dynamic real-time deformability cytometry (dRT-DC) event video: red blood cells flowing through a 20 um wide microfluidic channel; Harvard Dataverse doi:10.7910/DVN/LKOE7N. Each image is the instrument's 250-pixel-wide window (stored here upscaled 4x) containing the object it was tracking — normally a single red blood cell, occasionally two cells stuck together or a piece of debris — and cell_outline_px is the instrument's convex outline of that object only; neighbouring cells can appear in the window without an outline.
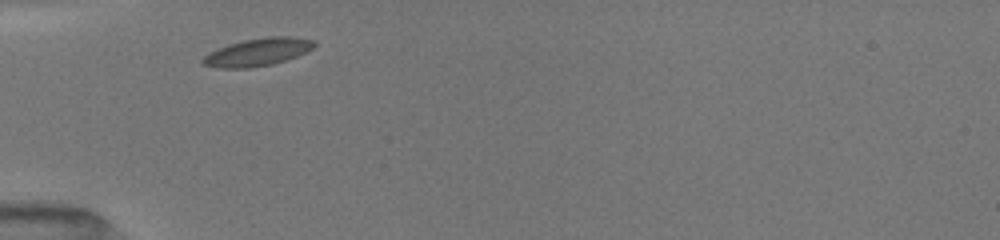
{"species": "common noctule bat (a hibernating species)", "species_latin": "Nyctalus noctula", "temperature_condition": "room temperature", "stored_images_in_passage": 4, "camera_frame_rate_fps": 3000, "um_per_image_px": 0.085, "animal": {"sex": "female", "body_mass_g": 19.5, "forearm_length_mm": 54.1}, "frame": {"image": 1, "passage_image": 1, "time_ms": 0.0, "image_size_px": [1000, 240], "cell_outline_px": [[316, 44], [312, 48], [296, 56], [272, 64], [248, 68], [216, 68], [204, 64], [200, 60], [208, 52], [216, 48], [228, 44], [244, 40], [268, 36], [292, 36], [316, 40]], "centroid_in_image_um": [21.87, 4.41], "position_along_channel_um": 63.1, "area_um2": 18.03}}
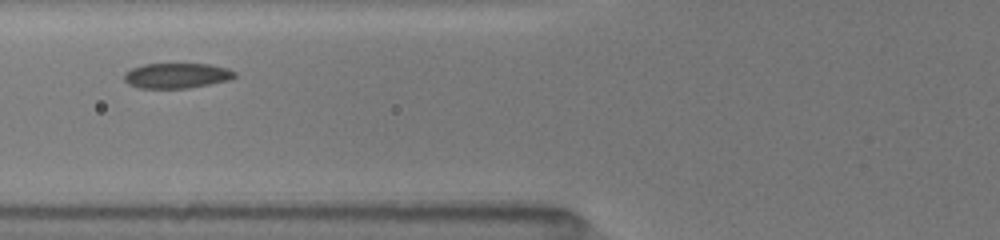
{"frame": {"image": 2, "passage_image": 3, "time_ms": 1.333, "image_size_px": [1000, 240], "cell_outline_px": [[236, 76], [232, 80], [188, 88], [140, 88], [128, 84], [124, 80], [124, 72], [132, 68], [144, 64], [208, 64], [228, 68], [236, 72]], "centroid_in_image_um": [15.04, 6.43], "position_along_channel_um": 110.8, "area_um2": 16.36}}